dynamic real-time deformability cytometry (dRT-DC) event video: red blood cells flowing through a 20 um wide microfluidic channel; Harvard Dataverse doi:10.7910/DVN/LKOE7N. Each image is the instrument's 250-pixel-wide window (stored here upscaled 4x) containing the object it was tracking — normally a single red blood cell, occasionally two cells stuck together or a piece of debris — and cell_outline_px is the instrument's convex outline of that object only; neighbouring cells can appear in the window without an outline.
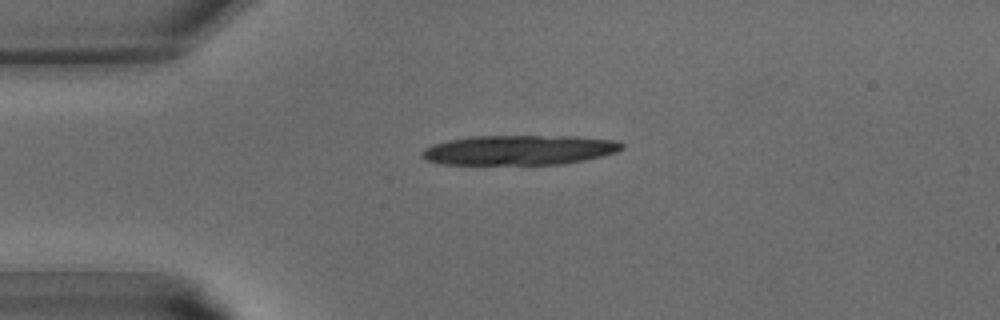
{"species": "common noctule bat (a hibernating species)", "species_latin": "Nyctalus noctula", "temperature_condition": "warm", "stored_images_in_passage": 3, "camera_frame_rate_fps": 3000, "um_per_image_px": 0.085, "animal": {"sex": "male", "body_mass_g": 15.6}, "frame": {"image": 1, "passage_image": 1, "time_ms": 0.0, "image_size_px": [1000, 320], "cell_outline_px": [[624, 148], [616, 152], [584, 160], [564, 164], [440, 164], [424, 160], [420, 156], [420, 152], [424, 148], [432, 144], [448, 140], [468, 136], [576, 136], [616, 140], [624, 144]], "centroid_in_image_um": [44.09, 12.75], "position_along_channel_um": 40.9, "area_um2": 35.03}}